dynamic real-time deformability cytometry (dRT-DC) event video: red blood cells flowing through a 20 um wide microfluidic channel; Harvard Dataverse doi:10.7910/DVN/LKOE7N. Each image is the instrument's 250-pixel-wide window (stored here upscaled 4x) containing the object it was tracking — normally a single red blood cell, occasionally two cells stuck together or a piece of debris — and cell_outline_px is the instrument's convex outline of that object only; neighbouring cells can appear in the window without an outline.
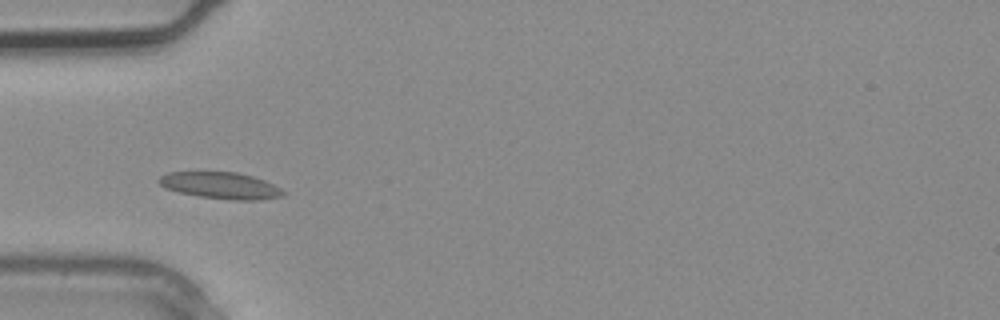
{"species": "common noctule bat (a hibernating species)", "species_latin": "Nyctalus noctula", "temperature_condition": "warm", "stored_images_in_passage": 2, "camera_frame_rate_fps": 3000, "um_per_image_px": 0.085, "animal": {"sex": "male", "body_mass_g": 20.4}, "frame": {"image": 1, "passage_image": 2, "time_ms": 0.333, "image_size_px": [1000, 320], "cell_outline_px": [[284, 196], [260, 200], [232, 200], [200, 196], [180, 192], [168, 188], [160, 184], [156, 180], [160, 176], [168, 172], [236, 172], [252, 176], [264, 180], [280, 188], [284, 192]], "centroid_in_image_um": [18.77, 15.76], "position_along_channel_um": 66.2, "area_um2": 19.07}}